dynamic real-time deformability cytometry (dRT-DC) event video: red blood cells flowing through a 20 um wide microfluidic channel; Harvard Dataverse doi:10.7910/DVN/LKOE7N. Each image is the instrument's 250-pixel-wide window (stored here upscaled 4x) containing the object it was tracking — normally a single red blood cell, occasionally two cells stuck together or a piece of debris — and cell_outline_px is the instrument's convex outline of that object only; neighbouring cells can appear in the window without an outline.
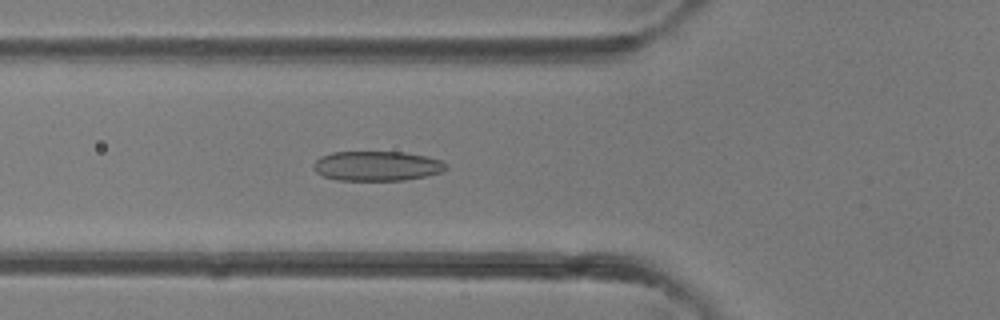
{"species": "common noctule bat (a hibernating species)", "species_latin": "Nyctalus noctula", "temperature_condition": "room temperature", "stored_images_in_passage": 33, "camera_frame_rate_fps": 3000, "um_per_image_px": 0.085, "animal": {"sex": "female"}, "frame": {"image": 1, "passage_image": 10, "time_ms": 3.0, "image_size_px": [1000, 320], "cell_outline_px": [[448, 168], [440, 172], [424, 176], [404, 180], [336, 180], [324, 176], [316, 172], [312, 168], [312, 164], [320, 156], [332, 152], [404, 152], [424, 156], [440, 160], [448, 164]], "centroid_in_image_um": [32.0, 14.1], "position_along_channel_um": 93.8, "area_um2": 22.95}}
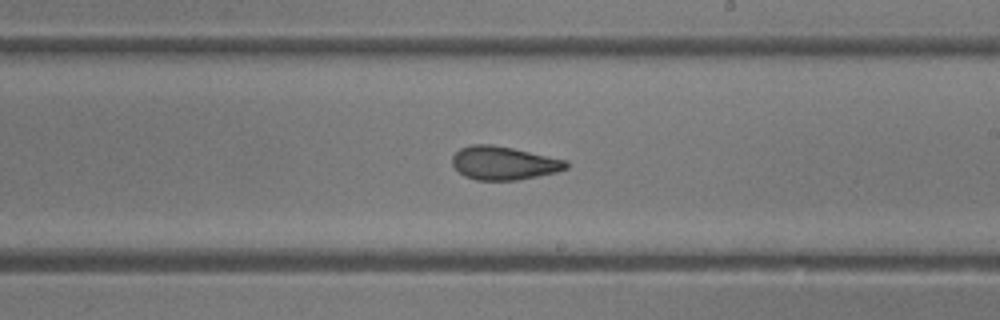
{"frame": {"image": 2, "passage_image": 19, "time_ms": 6.0, "image_size_px": [1000, 320], "cell_outline_px": [[568, 168], [556, 172], [516, 180], [476, 180], [464, 176], [452, 164], [452, 156], [460, 148], [472, 144], [492, 144], [512, 148], [568, 160]], "centroid_in_image_um": [42.82, 13.85], "position_along_channel_um": 246.2, "area_um2": 22.14}}
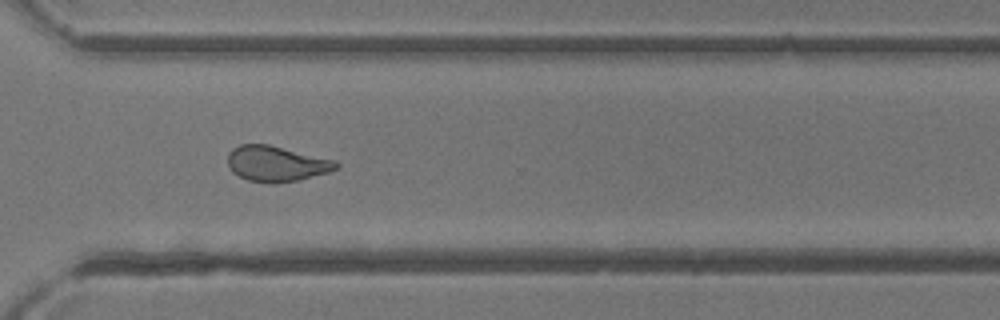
{"frame": {"image": 3, "passage_image": 25, "time_ms": 8.0, "image_size_px": [1000, 320], "cell_outline_px": [[340, 168], [328, 172], [296, 180], [248, 180], [232, 172], [228, 164], [228, 152], [232, 148], [240, 144], [268, 144], [336, 160], [340, 164]], "centroid_in_image_um": [23.51, 13.86], "position_along_channel_um": 347.1, "area_um2": 21.79}}